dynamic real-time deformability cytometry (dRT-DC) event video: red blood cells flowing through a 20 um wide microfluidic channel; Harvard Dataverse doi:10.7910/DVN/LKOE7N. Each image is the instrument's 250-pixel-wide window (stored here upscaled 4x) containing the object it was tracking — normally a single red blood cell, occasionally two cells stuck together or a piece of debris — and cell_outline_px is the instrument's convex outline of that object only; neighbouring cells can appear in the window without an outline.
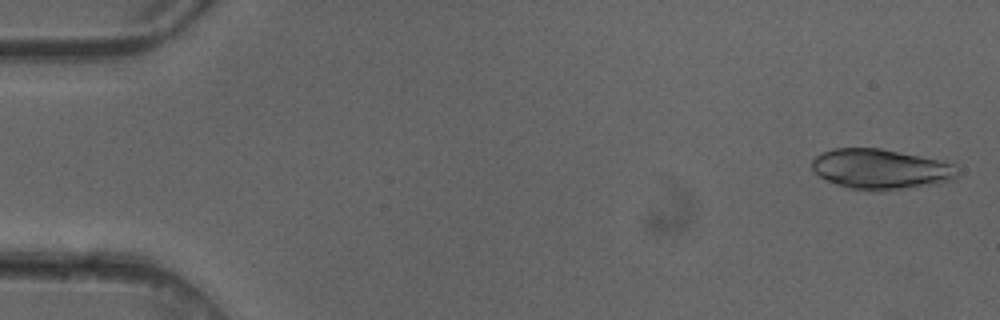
{"species": "common noctule bat (a hibernating species)", "species_latin": "Nyctalus noctula", "temperature_condition": "cold", "stored_images_in_passage": 3, "camera_frame_rate_fps": 3000, "um_per_image_px": 0.085, "animal": {"sex": "female"}, "frame": {"image": 1, "passage_image": 1, "time_ms": 0.0, "image_size_px": [1000, 320], "cell_outline_px": [[960, 172], [952, 180], [936, 184], [880, 192], [848, 188], [836, 184], [820, 176], [812, 168], [812, 160], [820, 152], [832, 148], [880, 148], [952, 160], [956, 164]], "centroid_in_image_um": [74.97, 14.36], "position_along_channel_um": 10.0, "area_um2": 35.08}}